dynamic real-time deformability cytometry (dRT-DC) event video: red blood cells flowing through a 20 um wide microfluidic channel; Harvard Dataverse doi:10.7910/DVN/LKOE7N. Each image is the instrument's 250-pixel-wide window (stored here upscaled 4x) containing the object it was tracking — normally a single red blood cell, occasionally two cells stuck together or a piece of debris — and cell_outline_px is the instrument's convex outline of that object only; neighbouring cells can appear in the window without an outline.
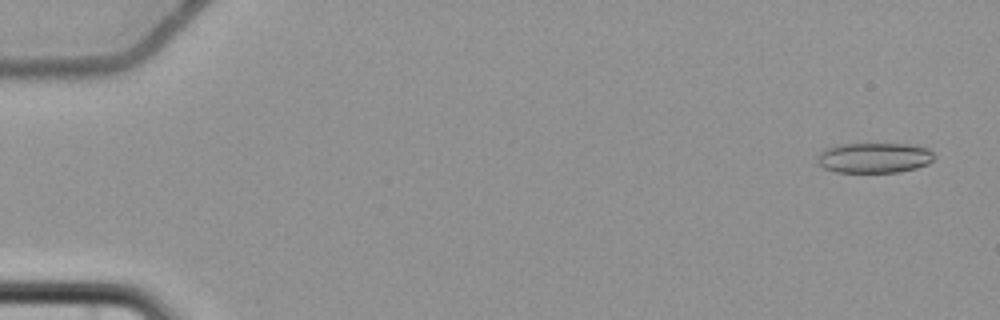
{"species": "common noctule bat (a hibernating species)", "species_latin": "Nyctalus noctula", "temperature_condition": "cold", "stored_images_in_passage": 6, "camera_frame_rate_fps": 3000, "um_per_image_px": 0.085, "animal": {"sex": "female", "body_mass_g": 22.7, "forearm_length_mm": 54.2}, "frame": {"image": 1, "passage_image": 1, "time_ms": 0.0, "image_size_px": [1000, 320], "cell_outline_px": [[936, 156], [928, 164], [916, 168], [896, 172], [836, 172], [824, 168], [816, 160], [820, 152], [824, 148], [840, 144], [908, 144], [928, 148]], "centroid_in_image_um": [74.31, 13.41], "position_along_channel_um": 10.7, "area_um2": 20.63}}
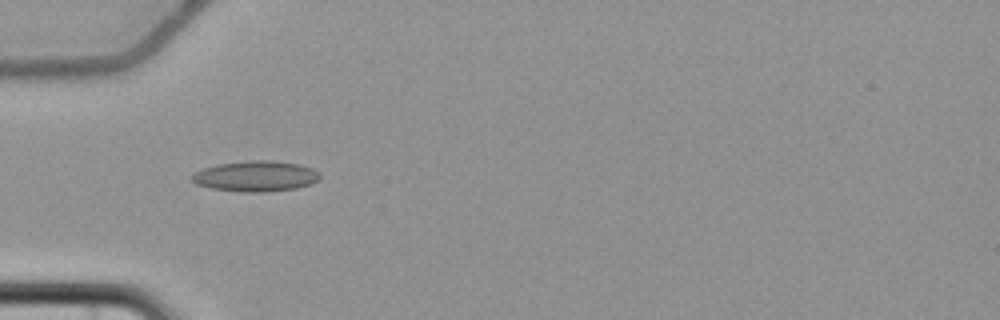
{"frame": {"image": 2, "passage_image": 5, "time_ms": 5.667, "image_size_px": [1000, 320], "cell_outline_px": [[320, 180], [312, 184], [296, 188], [264, 192], [240, 192], [212, 188], [196, 184], [188, 176], [192, 172], [216, 164], [252, 160], [272, 160], [300, 164], [312, 168], [320, 172]], "centroid_in_image_um": [21.73, 14.97], "position_along_channel_um": 63.3, "area_um2": 23.18}}
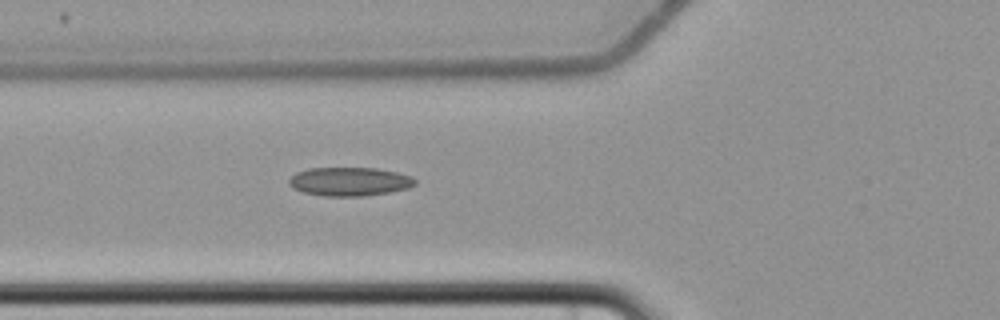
{"frame": {"image": 3, "passage_image": 6, "time_ms": 6.667, "image_size_px": [1000, 320], "cell_outline_px": [[416, 184], [408, 188], [388, 192], [364, 196], [324, 196], [304, 192], [292, 188], [288, 184], [288, 180], [296, 172], [308, 168], [376, 168], [396, 172], [412, 176], [416, 180]], "centroid_in_image_um": [29.7, 15.43], "position_along_channel_um": 96.1, "area_um2": 21.1}}